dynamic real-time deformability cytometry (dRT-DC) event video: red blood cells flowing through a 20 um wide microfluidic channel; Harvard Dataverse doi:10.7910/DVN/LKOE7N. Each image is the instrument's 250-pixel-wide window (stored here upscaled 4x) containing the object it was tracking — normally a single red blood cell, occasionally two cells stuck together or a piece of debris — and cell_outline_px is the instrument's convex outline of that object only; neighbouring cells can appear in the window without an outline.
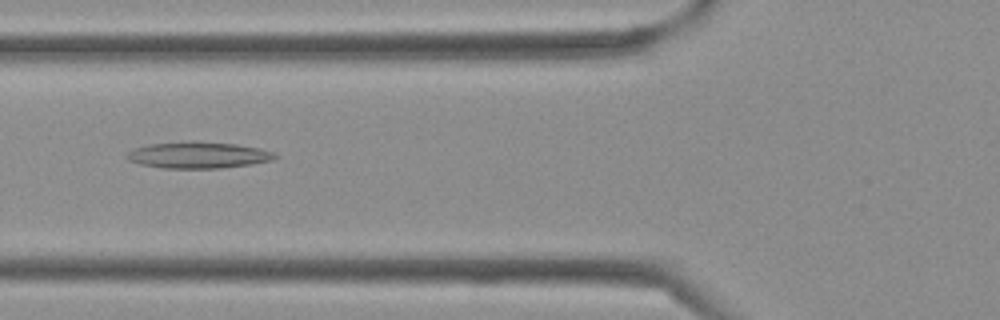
{"species": "Egyptian fruit bat (a non-hibernating species)", "species_latin": "Rousettus aegyptiacus", "temperature_condition": "cold", "stored_images_in_passage": 39, "camera_frame_rate_fps": 3000, "um_per_image_px": 0.085, "frame": {"image": 1, "passage_image": 14, "time_ms": 4.333, "image_size_px": [1000, 320], "cell_outline_px": [[280, 156], [272, 160], [252, 164], [220, 168], [160, 168], [140, 164], [128, 160], [124, 156], [132, 148], [152, 144], [192, 140], [236, 144], [260, 148], [272, 152]], "centroid_in_image_um": [16.83, 13.17], "position_along_channel_um": 109.0, "area_um2": 23.06}}
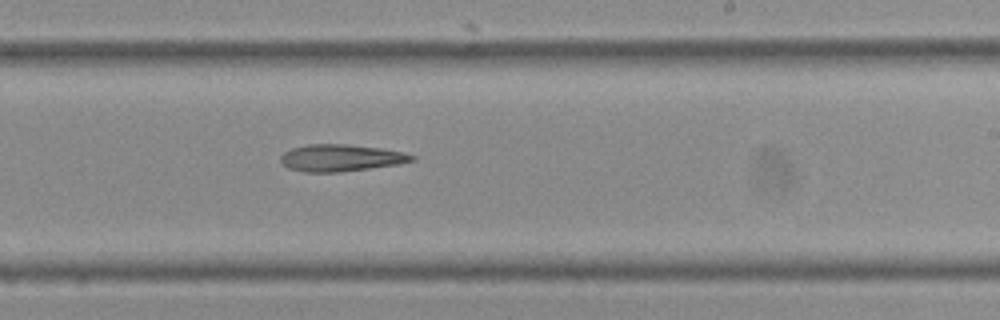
{"frame": {"image": 2, "passage_image": 23, "time_ms": 7.333, "image_size_px": [1000, 320], "cell_outline_px": [[416, 160], [400, 164], [340, 172], [304, 172], [288, 168], [280, 160], [280, 156], [284, 152], [292, 148], [308, 144], [348, 144], [380, 148], [404, 152], [416, 156]], "centroid_in_image_um": [29.0, 13.42], "position_along_channel_um": 260.0, "area_um2": 20.69}}
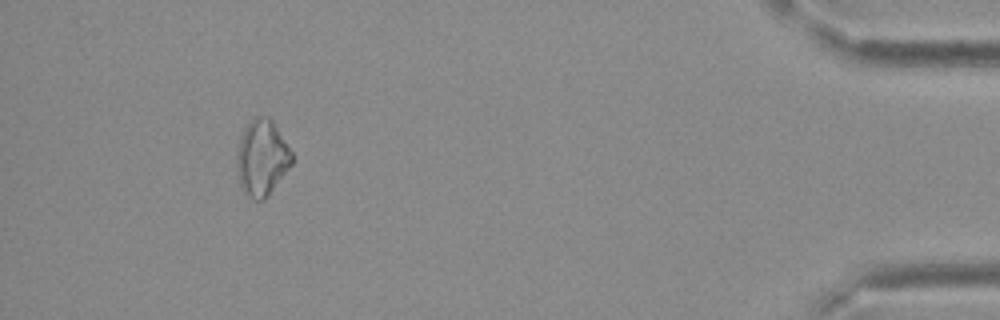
{"frame": {"image": 3, "passage_image": 36, "time_ms": 11.667, "image_size_px": [1000, 320], "cell_outline_px": [[292, 164], [268, 196], [264, 200], [256, 200], [244, 192], [240, 188], [236, 164], [236, 156], [240, 140], [244, 128], [248, 120], [252, 116], [268, 116], [272, 120], [292, 152]], "centroid_in_image_um": [22.25, 13.4], "position_along_channel_um": 413.0, "area_um2": 24.45}}